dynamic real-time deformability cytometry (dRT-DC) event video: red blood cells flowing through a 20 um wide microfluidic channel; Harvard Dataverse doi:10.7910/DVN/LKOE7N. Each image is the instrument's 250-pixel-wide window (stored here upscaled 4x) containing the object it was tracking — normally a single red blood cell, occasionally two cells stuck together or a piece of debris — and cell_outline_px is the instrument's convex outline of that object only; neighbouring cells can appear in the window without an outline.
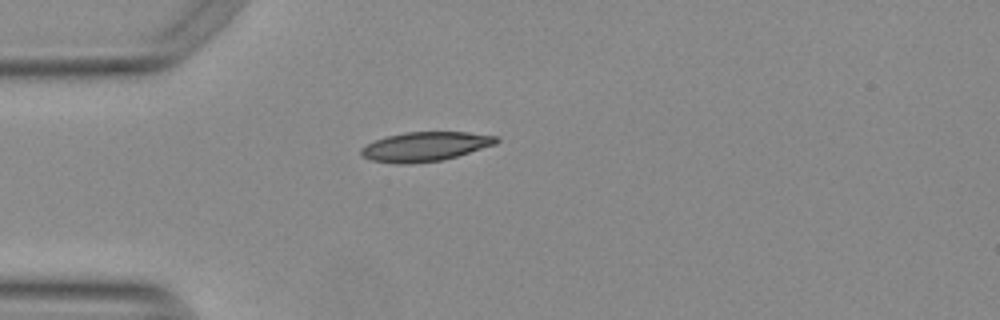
{"species": "Egyptian fruit bat (a non-hibernating species)", "species_latin": "Rousettus aegyptiacus", "temperature_condition": "warm", "stored_images_in_passage": 7, "camera_frame_rate_fps": 3000, "um_per_image_px": 0.085, "animal": {"sex": "female"}, "frame": {"image": 1, "passage_image": 1, "time_ms": 0.0, "image_size_px": [1000, 320], "cell_outline_px": [[500, 140], [496, 144], [444, 160], [400, 164], [372, 160], [364, 156], [360, 152], [360, 148], [384, 136], [404, 132], [468, 132], [496, 136]], "centroid_in_image_um": [36.15, 12.44], "position_along_channel_um": 48.8, "area_um2": 22.95}}
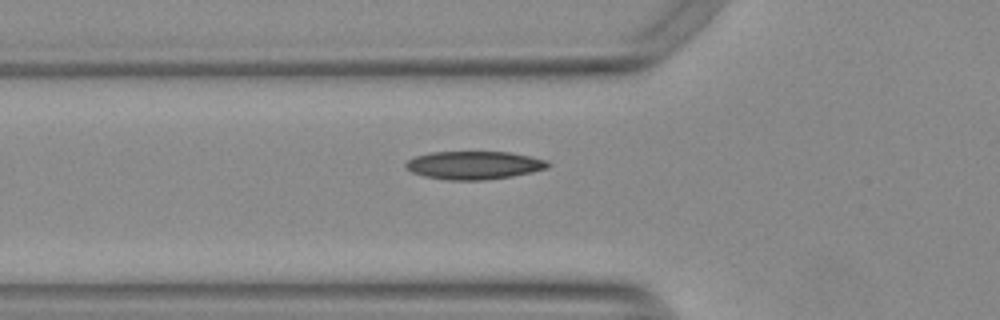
{"frame": {"image": 2, "passage_image": 5, "time_ms": 1.333, "image_size_px": [1000, 320], "cell_outline_px": [[552, 164], [548, 168], [532, 172], [512, 176], [484, 180], [448, 180], [424, 176], [412, 172], [404, 164], [408, 160], [416, 156], [432, 152], [508, 152], [548, 160]], "centroid_in_image_um": [40.32, 14.04], "position_along_channel_um": 85.5, "area_um2": 23.24}}